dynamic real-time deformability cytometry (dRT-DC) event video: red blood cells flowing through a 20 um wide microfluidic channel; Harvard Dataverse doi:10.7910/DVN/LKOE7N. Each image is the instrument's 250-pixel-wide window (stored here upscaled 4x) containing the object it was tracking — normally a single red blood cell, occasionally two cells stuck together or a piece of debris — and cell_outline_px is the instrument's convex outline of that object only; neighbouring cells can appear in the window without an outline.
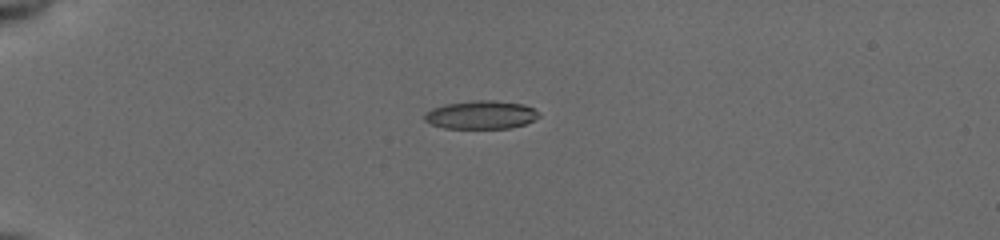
{"species": "common noctule bat (a hibernating species)", "species_latin": "Nyctalus noctula", "temperature_condition": "cold", "stored_images_in_passage": 40, "camera_frame_rate_fps": 3000, "um_per_image_px": 0.085, "animal": {"sex": "female", "body_mass_g": 19.5, "forearm_length_mm": 54.1}, "frame": {"image": 1, "passage_image": 1, "time_ms": 0.0, "image_size_px": [1000, 240], "cell_outline_px": [[540, 116], [524, 124], [512, 128], [444, 128], [432, 124], [424, 120], [424, 112], [432, 108], [444, 104], [472, 100], [492, 100], [524, 104], [532, 108]], "centroid_in_image_um": [40.84, 9.75], "position_along_channel_um": 44.2, "area_um2": 18.84}}
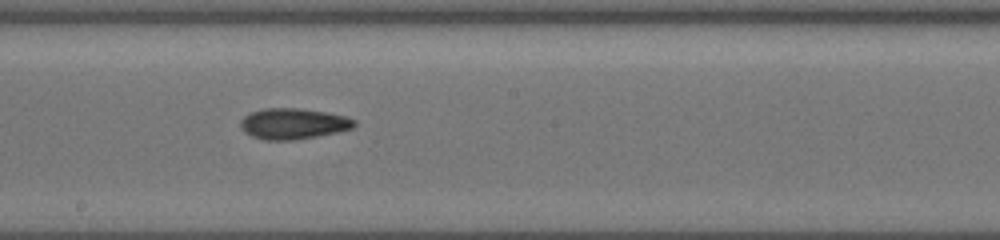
{"frame": {"image": 2, "passage_image": 18, "time_ms": 5.667, "image_size_px": [1000, 240], "cell_outline_px": [[356, 124], [352, 128], [336, 132], [296, 140], [264, 140], [252, 136], [244, 132], [240, 128], [240, 120], [244, 116], [252, 112], [264, 108], [300, 108], [324, 112], [344, 116], [356, 120]], "centroid_in_image_um": [24.88, 10.52], "position_along_channel_um": 223.3, "area_um2": 20.4}}
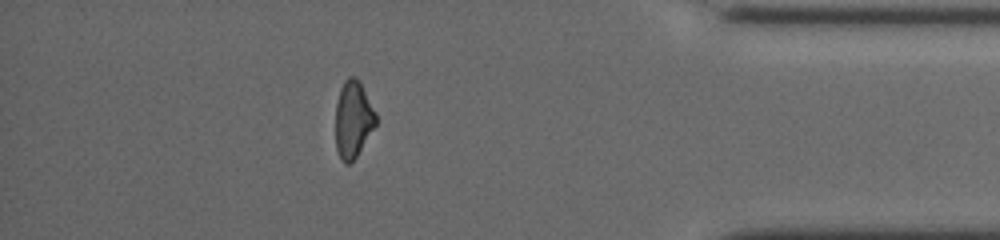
{"frame": {"image": 3, "passage_image": 34, "time_ms": 11.0, "image_size_px": [1000, 240], "cell_outline_px": [[376, 124], [356, 156], [348, 164], [344, 164], [336, 148], [336, 104], [340, 88], [344, 80], [348, 76], [356, 76], [360, 80], [376, 112]], "centroid_in_image_um": [30.01, 10.08], "position_along_channel_um": 405.2, "area_um2": 18.03}, "authors_computed_cell_mechanics": {"area_um2": 18.9873, "velocity_mm_per_s": 3.9571, "shape_relaxation_time_tau1_ms": 2.9837, "shape_relaxation_time_tau2_ms": 3.1478, "deformation_change_tau1": 0.1286, "deformation_change_tau2": 0.1149}}